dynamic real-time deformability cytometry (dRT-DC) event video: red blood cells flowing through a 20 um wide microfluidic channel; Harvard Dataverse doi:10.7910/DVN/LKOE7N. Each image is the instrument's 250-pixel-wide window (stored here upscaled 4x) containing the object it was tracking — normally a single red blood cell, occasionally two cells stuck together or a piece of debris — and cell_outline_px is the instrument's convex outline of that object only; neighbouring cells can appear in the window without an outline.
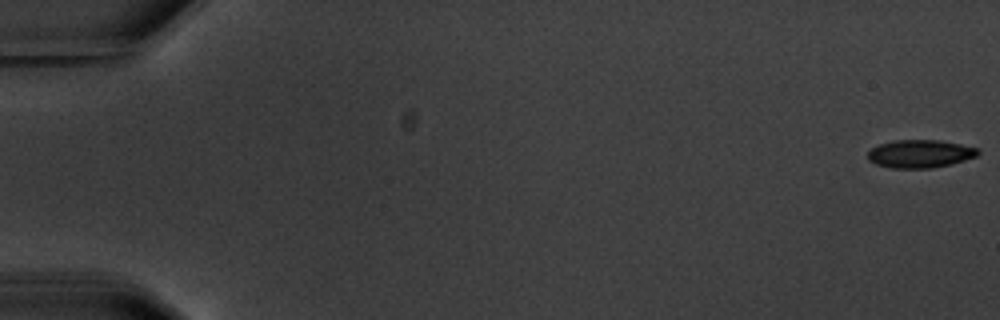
{"species": "common noctule bat (a hibernating species)", "species_latin": "Nyctalus noctula", "temperature_condition": "warm", "stored_images_in_passage": 6, "camera_frame_rate_fps": 3000, "um_per_image_px": 0.085, "animal": {"sex": "male", "body_mass_g": 20.1, "forearm_length_mm": 53.5}, "frame": {"image": 1, "passage_image": 1, "time_ms": 0.0, "image_size_px": [1000, 320], "cell_outline_px": [[980, 152], [976, 156], [952, 164], [932, 168], [892, 168], [876, 164], [868, 160], [868, 152], [872, 148], [880, 144], [892, 140], [940, 140], [980, 148]], "centroid_in_image_um": [78.22, 13.07], "position_along_channel_um": 6.8, "area_um2": 18.03}}
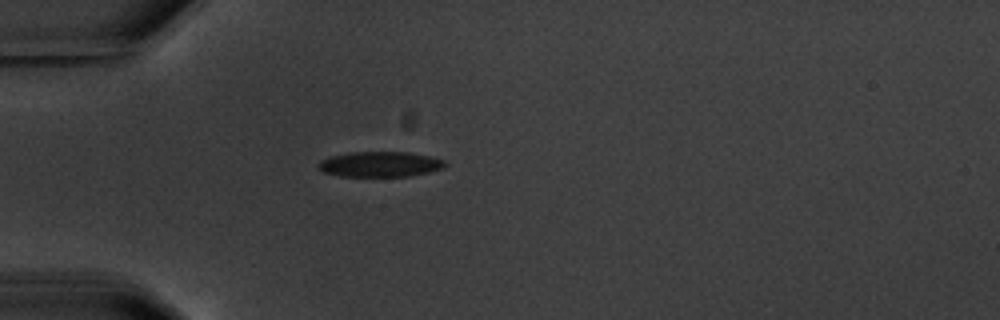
{"frame": {"image": 2, "passage_image": 5, "time_ms": 5.667, "image_size_px": [1000, 320], "cell_outline_px": [[448, 164], [444, 168], [428, 172], [408, 176], [340, 176], [324, 172], [316, 164], [320, 160], [328, 156], [348, 152], [408, 152], [428, 156], [444, 160]], "centroid_in_image_um": [32.28, 13.95], "position_along_channel_um": 52.7, "area_um2": 18.73}}